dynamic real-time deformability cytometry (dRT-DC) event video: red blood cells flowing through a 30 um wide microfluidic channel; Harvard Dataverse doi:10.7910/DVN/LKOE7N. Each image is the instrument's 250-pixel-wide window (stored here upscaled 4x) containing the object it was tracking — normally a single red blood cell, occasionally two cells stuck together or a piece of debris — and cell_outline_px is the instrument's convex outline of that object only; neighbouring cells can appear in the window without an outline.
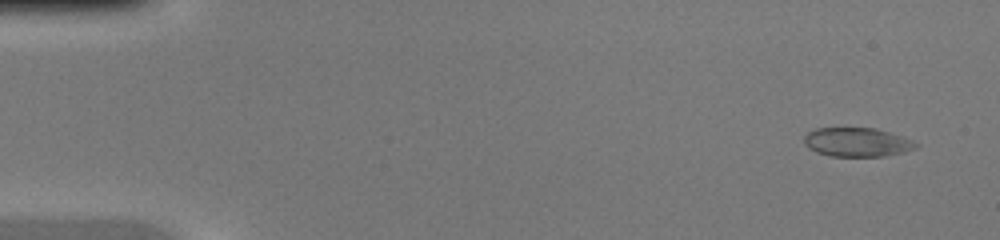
{"species": "common noctule bat (a hibernating species)", "species_latin": "Nyctalus noctula", "temperature_condition": "warm", "stored_images_in_passage": 46, "camera_frame_rate_fps": 3000, "um_per_image_px": 0.085, "animal": {"sex": "female", "body_mass_g": 20.0, "forearm_length_mm": 54.0}, "frame": {"image": 1, "passage_image": 3, "time_ms": 0.667, "image_size_px": [1000, 240], "cell_outline_px": [[920, 144], [916, 148], [904, 152], [884, 156], [832, 156], [816, 152], [808, 148], [804, 144], [804, 136], [808, 132], [816, 128], [876, 128], [912, 140]], "centroid_in_image_um": [72.84, 12.09], "position_along_channel_um": 12.2, "area_um2": 18.84}}
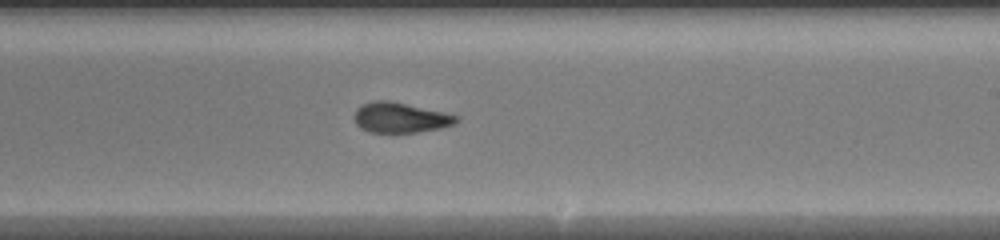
{"frame": {"image": 2, "passage_image": 28, "time_ms": 9.0, "image_size_px": [1000, 240], "cell_outline_px": [[460, 120], [456, 124], [440, 128], [416, 132], [368, 132], [360, 128], [356, 124], [356, 108], [360, 104], [376, 100], [388, 100], [444, 112], [460, 116]], "centroid_in_image_um": [34.05, 9.99], "position_along_channel_um": 254.9, "area_um2": 17.98}}
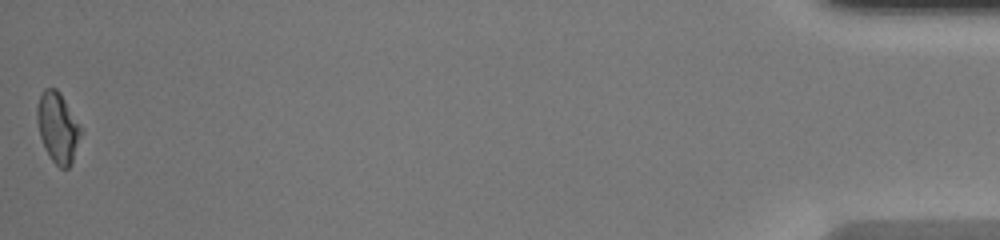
{"frame": {"image": 3, "passage_image": 46, "time_ms": 15.0, "image_size_px": [1000, 240], "cell_outline_px": [[84, 132], [72, 160], [68, 168], [60, 168], [52, 160], [44, 148], [40, 136], [36, 120], [36, 108], [40, 96], [44, 88], [56, 88], [60, 92]], "centroid_in_image_um": [4.91, 10.83], "position_along_channel_um": 430.3, "area_um2": 18.03}}